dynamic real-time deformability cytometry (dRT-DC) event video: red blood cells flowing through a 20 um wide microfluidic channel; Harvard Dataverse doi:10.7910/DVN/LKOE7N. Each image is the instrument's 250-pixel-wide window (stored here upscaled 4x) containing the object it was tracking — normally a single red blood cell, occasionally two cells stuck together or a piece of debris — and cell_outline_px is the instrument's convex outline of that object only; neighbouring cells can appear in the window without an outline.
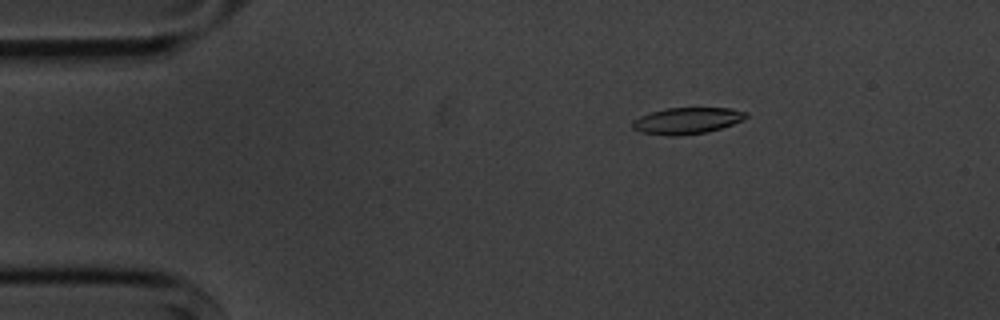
{"species": "common noctule bat (a hibernating species)", "species_latin": "Nyctalus noctula", "temperature_condition": "cold", "stored_images_in_passage": 5, "camera_frame_rate_fps": 3000, "um_per_image_px": 0.085, "animal": {"sex": "male", "body_mass_g": 20.1, "forearm_length_mm": 53.5}, "frame": {"image": 1, "passage_image": 3, "time_ms": 2.333, "image_size_px": [1000, 320], "cell_outline_px": [[748, 116], [744, 120], [708, 132], [676, 136], [668, 136], [640, 132], [632, 128], [632, 120], [640, 116], [664, 108], [732, 108], [748, 112]], "centroid_in_image_um": [58.4, 10.26], "position_along_channel_um": 26.6, "area_um2": 17.63}}